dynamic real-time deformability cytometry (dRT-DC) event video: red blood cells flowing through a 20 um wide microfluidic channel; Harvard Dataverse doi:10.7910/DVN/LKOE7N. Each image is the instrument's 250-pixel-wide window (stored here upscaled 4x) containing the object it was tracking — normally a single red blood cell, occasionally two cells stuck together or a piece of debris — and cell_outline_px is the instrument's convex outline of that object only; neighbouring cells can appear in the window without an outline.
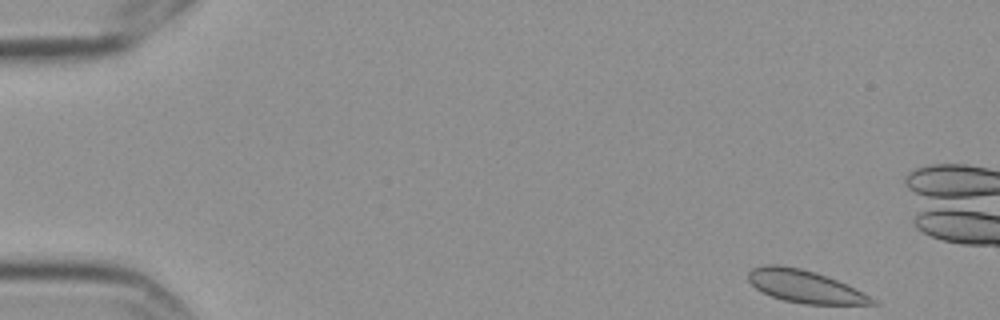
{"species": "Egyptian fruit bat (a non-hibernating species)", "species_latin": "Rousettus aegyptiacus", "temperature_condition": "cold", "stored_images_in_passage": 6, "camera_frame_rate_fps": 3000, "um_per_image_px": 0.085, "frame": {"image": 1, "passage_image": 1, "time_ms": 0.0, "image_size_px": [1000, 320], "cell_outline_px": [[880, 304], [804, 304], [784, 300], [772, 296], [756, 288], [748, 280], [748, 272], [752, 268], [764, 264], [780, 264], [800, 268], [816, 272], [828, 276], [876, 300]], "centroid_in_image_um": [68.35, 24.33], "position_along_channel_um": 16.6, "area_um2": 23.18}}
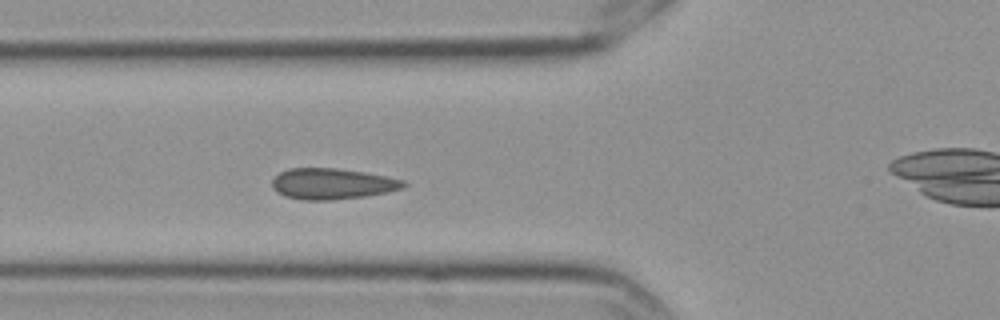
{"frame": {"image": 2, "passage_image": 5, "time_ms": 1.333, "image_size_px": [1000, 320], "cell_outline_px": [[408, 184], [404, 188], [364, 196], [332, 200], [300, 200], [284, 196], [276, 192], [272, 188], [272, 180], [280, 172], [288, 168], [336, 168], [364, 172], [404, 180]], "centroid_in_image_um": [28.2, 15.62], "position_along_channel_um": 97.6, "area_um2": 23.7}}